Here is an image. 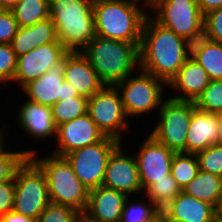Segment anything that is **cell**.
<instances>
[{"label":"cell","mask_w":222,"mask_h":222,"mask_svg":"<svg viewBox=\"0 0 222 222\" xmlns=\"http://www.w3.org/2000/svg\"><path fill=\"white\" fill-rule=\"evenodd\" d=\"M49 17L69 52H81L96 36L93 3L88 0H49Z\"/></svg>","instance_id":"4"},{"label":"cell","mask_w":222,"mask_h":222,"mask_svg":"<svg viewBox=\"0 0 222 222\" xmlns=\"http://www.w3.org/2000/svg\"><path fill=\"white\" fill-rule=\"evenodd\" d=\"M88 98L84 96L71 97L56 102L52 107V115L55 125L69 122L87 113Z\"/></svg>","instance_id":"28"},{"label":"cell","mask_w":222,"mask_h":222,"mask_svg":"<svg viewBox=\"0 0 222 222\" xmlns=\"http://www.w3.org/2000/svg\"><path fill=\"white\" fill-rule=\"evenodd\" d=\"M127 197L123 192L104 186L91 189L88 206L83 216L92 222H120Z\"/></svg>","instance_id":"19"},{"label":"cell","mask_w":222,"mask_h":222,"mask_svg":"<svg viewBox=\"0 0 222 222\" xmlns=\"http://www.w3.org/2000/svg\"><path fill=\"white\" fill-rule=\"evenodd\" d=\"M87 113L104 136L122 143L126 139L125 134H131V130L133 132V129H129L132 122L124 112L122 99L116 86L104 85L88 98Z\"/></svg>","instance_id":"10"},{"label":"cell","mask_w":222,"mask_h":222,"mask_svg":"<svg viewBox=\"0 0 222 222\" xmlns=\"http://www.w3.org/2000/svg\"><path fill=\"white\" fill-rule=\"evenodd\" d=\"M217 113L199 110L193 102V113L185 144V153L197 154L217 143Z\"/></svg>","instance_id":"21"},{"label":"cell","mask_w":222,"mask_h":222,"mask_svg":"<svg viewBox=\"0 0 222 222\" xmlns=\"http://www.w3.org/2000/svg\"><path fill=\"white\" fill-rule=\"evenodd\" d=\"M13 147L11 150L7 148V145H5L0 150V182H5L9 180H14V175L17 170V168L24 162V160L27 157H30L32 154L38 152L37 148L33 150V147L31 149H15L14 151ZM13 151V152H12Z\"/></svg>","instance_id":"30"},{"label":"cell","mask_w":222,"mask_h":222,"mask_svg":"<svg viewBox=\"0 0 222 222\" xmlns=\"http://www.w3.org/2000/svg\"><path fill=\"white\" fill-rule=\"evenodd\" d=\"M121 143L109 156L102 186L125 193L127 196L143 194L134 154L127 153Z\"/></svg>","instance_id":"14"},{"label":"cell","mask_w":222,"mask_h":222,"mask_svg":"<svg viewBox=\"0 0 222 222\" xmlns=\"http://www.w3.org/2000/svg\"><path fill=\"white\" fill-rule=\"evenodd\" d=\"M149 9L157 23L189 43L203 37L204 16L197 0H148Z\"/></svg>","instance_id":"7"},{"label":"cell","mask_w":222,"mask_h":222,"mask_svg":"<svg viewBox=\"0 0 222 222\" xmlns=\"http://www.w3.org/2000/svg\"><path fill=\"white\" fill-rule=\"evenodd\" d=\"M10 125L4 122V124L0 127V150L6 145V139L5 137L9 134ZM8 132V133H7ZM5 133V134H4ZM7 133V134H6Z\"/></svg>","instance_id":"42"},{"label":"cell","mask_w":222,"mask_h":222,"mask_svg":"<svg viewBox=\"0 0 222 222\" xmlns=\"http://www.w3.org/2000/svg\"><path fill=\"white\" fill-rule=\"evenodd\" d=\"M203 37L222 43V7L204 16Z\"/></svg>","instance_id":"36"},{"label":"cell","mask_w":222,"mask_h":222,"mask_svg":"<svg viewBox=\"0 0 222 222\" xmlns=\"http://www.w3.org/2000/svg\"><path fill=\"white\" fill-rule=\"evenodd\" d=\"M199 170L222 177V145L214 144L196 154Z\"/></svg>","instance_id":"33"},{"label":"cell","mask_w":222,"mask_h":222,"mask_svg":"<svg viewBox=\"0 0 222 222\" xmlns=\"http://www.w3.org/2000/svg\"><path fill=\"white\" fill-rule=\"evenodd\" d=\"M90 1L91 3H96V2H99V1H102V0H88Z\"/></svg>","instance_id":"48"},{"label":"cell","mask_w":222,"mask_h":222,"mask_svg":"<svg viewBox=\"0 0 222 222\" xmlns=\"http://www.w3.org/2000/svg\"><path fill=\"white\" fill-rule=\"evenodd\" d=\"M20 91L26 99L50 107L62 99L79 96L74 87L64 80V58Z\"/></svg>","instance_id":"13"},{"label":"cell","mask_w":222,"mask_h":222,"mask_svg":"<svg viewBox=\"0 0 222 222\" xmlns=\"http://www.w3.org/2000/svg\"><path fill=\"white\" fill-rule=\"evenodd\" d=\"M154 222H173L175 198L150 200Z\"/></svg>","instance_id":"37"},{"label":"cell","mask_w":222,"mask_h":222,"mask_svg":"<svg viewBox=\"0 0 222 222\" xmlns=\"http://www.w3.org/2000/svg\"><path fill=\"white\" fill-rule=\"evenodd\" d=\"M182 191L216 208L222 191V177L199 170Z\"/></svg>","instance_id":"25"},{"label":"cell","mask_w":222,"mask_h":222,"mask_svg":"<svg viewBox=\"0 0 222 222\" xmlns=\"http://www.w3.org/2000/svg\"><path fill=\"white\" fill-rule=\"evenodd\" d=\"M216 208L204 201L188 195L184 191L175 198V222H213Z\"/></svg>","instance_id":"23"},{"label":"cell","mask_w":222,"mask_h":222,"mask_svg":"<svg viewBox=\"0 0 222 222\" xmlns=\"http://www.w3.org/2000/svg\"><path fill=\"white\" fill-rule=\"evenodd\" d=\"M14 183L13 211L36 220L51 202L44 172L27 157L17 168Z\"/></svg>","instance_id":"8"},{"label":"cell","mask_w":222,"mask_h":222,"mask_svg":"<svg viewBox=\"0 0 222 222\" xmlns=\"http://www.w3.org/2000/svg\"><path fill=\"white\" fill-rule=\"evenodd\" d=\"M191 57L203 67L211 80H222V43L199 38L191 44Z\"/></svg>","instance_id":"24"},{"label":"cell","mask_w":222,"mask_h":222,"mask_svg":"<svg viewBox=\"0 0 222 222\" xmlns=\"http://www.w3.org/2000/svg\"><path fill=\"white\" fill-rule=\"evenodd\" d=\"M82 214L72 207L50 202L36 222H80Z\"/></svg>","instance_id":"32"},{"label":"cell","mask_w":222,"mask_h":222,"mask_svg":"<svg viewBox=\"0 0 222 222\" xmlns=\"http://www.w3.org/2000/svg\"><path fill=\"white\" fill-rule=\"evenodd\" d=\"M19 27H29L49 17V0H21L12 9Z\"/></svg>","instance_id":"26"},{"label":"cell","mask_w":222,"mask_h":222,"mask_svg":"<svg viewBox=\"0 0 222 222\" xmlns=\"http://www.w3.org/2000/svg\"><path fill=\"white\" fill-rule=\"evenodd\" d=\"M134 156L137 162L140 184L143 192L156 180L166 178L171 173V163L175 152L158 142L151 134H146Z\"/></svg>","instance_id":"12"},{"label":"cell","mask_w":222,"mask_h":222,"mask_svg":"<svg viewBox=\"0 0 222 222\" xmlns=\"http://www.w3.org/2000/svg\"><path fill=\"white\" fill-rule=\"evenodd\" d=\"M39 153L30 158L46 176L50 201L72 207L83 215L88 206L89 190L75 175L70 163L63 156L49 152L46 157H39Z\"/></svg>","instance_id":"5"},{"label":"cell","mask_w":222,"mask_h":222,"mask_svg":"<svg viewBox=\"0 0 222 222\" xmlns=\"http://www.w3.org/2000/svg\"><path fill=\"white\" fill-rule=\"evenodd\" d=\"M115 86L120 93L123 109L129 120L143 119L141 116L149 117L154 111L158 113L167 98L164 94L168 93L165 81L140 68Z\"/></svg>","instance_id":"6"},{"label":"cell","mask_w":222,"mask_h":222,"mask_svg":"<svg viewBox=\"0 0 222 222\" xmlns=\"http://www.w3.org/2000/svg\"><path fill=\"white\" fill-rule=\"evenodd\" d=\"M194 104L202 111L222 112V80H211Z\"/></svg>","instance_id":"31"},{"label":"cell","mask_w":222,"mask_h":222,"mask_svg":"<svg viewBox=\"0 0 222 222\" xmlns=\"http://www.w3.org/2000/svg\"><path fill=\"white\" fill-rule=\"evenodd\" d=\"M210 81L203 67L190 56L167 84L172 92L171 96L169 93L167 95L175 100L195 102Z\"/></svg>","instance_id":"18"},{"label":"cell","mask_w":222,"mask_h":222,"mask_svg":"<svg viewBox=\"0 0 222 222\" xmlns=\"http://www.w3.org/2000/svg\"><path fill=\"white\" fill-rule=\"evenodd\" d=\"M140 196L125 199L120 222H154L151 201L144 194Z\"/></svg>","instance_id":"29"},{"label":"cell","mask_w":222,"mask_h":222,"mask_svg":"<svg viewBox=\"0 0 222 222\" xmlns=\"http://www.w3.org/2000/svg\"><path fill=\"white\" fill-rule=\"evenodd\" d=\"M181 191L177 181L170 173L166 178L156 180V182L150 185L143 194L148 197L149 200H157L160 198H176Z\"/></svg>","instance_id":"35"},{"label":"cell","mask_w":222,"mask_h":222,"mask_svg":"<svg viewBox=\"0 0 222 222\" xmlns=\"http://www.w3.org/2000/svg\"><path fill=\"white\" fill-rule=\"evenodd\" d=\"M17 68V56L10 44L0 43V87L12 84Z\"/></svg>","instance_id":"34"},{"label":"cell","mask_w":222,"mask_h":222,"mask_svg":"<svg viewBox=\"0 0 222 222\" xmlns=\"http://www.w3.org/2000/svg\"><path fill=\"white\" fill-rule=\"evenodd\" d=\"M64 80L86 98H91L104 86L81 52H69L64 57Z\"/></svg>","instance_id":"20"},{"label":"cell","mask_w":222,"mask_h":222,"mask_svg":"<svg viewBox=\"0 0 222 222\" xmlns=\"http://www.w3.org/2000/svg\"><path fill=\"white\" fill-rule=\"evenodd\" d=\"M190 56L191 43L147 15L139 47L141 70L168 84Z\"/></svg>","instance_id":"1"},{"label":"cell","mask_w":222,"mask_h":222,"mask_svg":"<svg viewBox=\"0 0 222 222\" xmlns=\"http://www.w3.org/2000/svg\"><path fill=\"white\" fill-rule=\"evenodd\" d=\"M14 195V180L0 182V217L13 210Z\"/></svg>","instance_id":"39"},{"label":"cell","mask_w":222,"mask_h":222,"mask_svg":"<svg viewBox=\"0 0 222 222\" xmlns=\"http://www.w3.org/2000/svg\"><path fill=\"white\" fill-rule=\"evenodd\" d=\"M146 0H102L93 3L95 33L97 36L141 43L142 28L148 12Z\"/></svg>","instance_id":"2"},{"label":"cell","mask_w":222,"mask_h":222,"mask_svg":"<svg viewBox=\"0 0 222 222\" xmlns=\"http://www.w3.org/2000/svg\"><path fill=\"white\" fill-rule=\"evenodd\" d=\"M139 47L96 35L81 53L104 85L115 86L139 68Z\"/></svg>","instance_id":"3"},{"label":"cell","mask_w":222,"mask_h":222,"mask_svg":"<svg viewBox=\"0 0 222 222\" xmlns=\"http://www.w3.org/2000/svg\"><path fill=\"white\" fill-rule=\"evenodd\" d=\"M18 28L12 10H0V43L10 44Z\"/></svg>","instance_id":"38"},{"label":"cell","mask_w":222,"mask_h":222,"mask_svg":"<svg viewBox=\"0 0 222 222\" xmlns=\"http://www.w3.org/2000/svg\"><path fill=\"white\" fill-rule=\"evenodd\" d=\"M120 144V141L105 136L101 141L77 149L64 157L82 184L91 190L102 186L109 156Z\"/></svg>","instance_id":"11"},{"label":"cell","mask_w":222,"mask_h":222,"mask_svg":"<svg viewBox=\"0 0 222 222\" xmlns=\"http://www.w3.org/2000/svg\"><path fill=\"white\" fill-rule=\"evenodd\" d=\"M69 51L61 42H52L38 46L28 53L17 57V68L12 85L20 91L26 84L45 74L51 66L60 62Z\"/></svg>","instance_id":"15"},{"label":"cell","mask_w":222,"mask_h":222,"mask_svg":"<svg viewBox=\"0 0 222 222\" xmlns=\"http://www.w3.org/2000/svg\"><path fill=\"white\" fill-rule=\"evenodd\" d=\"M1 220L2 222H36L35 219L16 213L13 210L3 215Z\"/></svg>","instance_id":"41"},{"label":"cell","mask_w":222,"mask_h":222,"mask_svg":"<svg viewBox=\"0 0 222 222\" xmlns=\"http://www.w3.org/2000/svg\"><path fill=\"white\" fill-rule=\"evenodd\" d=\"M216 211H222V191H221L219 202L216 206Z\"/></svg>","instance_id":"46"},{"label":"cell","mask_w":222,"mask_h":222,"mask_svg":"<svg viewBox=\"0 0 222 222\" xmlns=\"http://www.w3.org/2000/svg\"><path fill=\"white\" fill-rule=\"evenodd\" d=\"M80 222H92V221H88V220L82 215Z\"/></svg>","instance_id":"47"},{"label":"cell","mask_w":222,"mask_h":222,"mask_svg":"<svg viewBox=\"0 0 222 222\" xmlns=\"http://www.w3.org/2000/svg\"><path fill=\"white\" fill-rule=\"evenodd\" d=\"M199 163L196 154L175 153L171 163V175L183 190L197 175Z\"/></svg>","instance_id":"27"},{"label":"cell","mask_w":222,"mask_h":222,"mask_svg":"<svg viewBox=\"0 0 222 222\" xmlns=\"http://www.w3.org/2000/svg\"><path fill=\"white\" fill-rule=\"evenodd\" d=\"M203 16L222 7V0H197Z\"/></svg>","instance_id":"40"},{"label":"cell","mask_w":222,"mask_h":222,"mask_svg":"<svg viewBox=\"0 0 222 222\" xmlns=\"http://www.w3.org/2000/svg\"><path fill=\"white\" fill-rule=\"evenodd\" d=\"M218 135L217 144L222 145V112L217 113Z\"/></svg>","instance_id":"44"},{"label":"cell","mask_w":222,"mask_h":222,"mask_svg":"<svg viewBox=\"0 0 222 222\" xmlns=\"http://www.w3.org/2000/svg\"><path fill=\"white\" fill-rule=\"evenodd\" d=\"M23 98V104L16 111V122L18 123V129L20 132L24 130L25 133L31 138L36 140H51L55 142L57 126L54 123L52 109L50 106H45L38 104L36 102L30 101Z\"/></svg>","instance_id":"17"},{"label":"cell","mask_w":222,"mask_h":222,"mask_svg":"<svg viewBox=\"0 0 222 222\" xmlns=\"http://www.w3.org/2000/svg\"><path fill=\"white\" fill-rule=\"evenodd\" d=\"M213 222H222V211H215Z\"/></svg>","instance_id":"45"},{"label":"cell","mask_w":222,"mask_h":222,"mask_svg":"<svg viewBox=\"0 0 222 222\" xmlns=\"http://www.w3.org/2000/svg\"><path fill=\"white\" fill-rule=\"evenodd\" d=\"M58 40L57 31L53 20L48 17L33 26L19 27L10 45L15 55L19 57L32 49Z\"/></svg>","instance_id":"22"},{"label":"cell","mask_w":222,"mask_h":222,"mask_svg":"<svg viewBox=\"0 0 222 222\" xmlns=\"http://www.w3.org/2000/svg\"><path fill=\"white\" fill-rule=\"evenodd\" d=\"M21 0H0V10H12Z\"/></svg>","instance_id":"43"},{"label":"cell","mask_w":222,"mask_h":222,"mask_svg":"<svg viewBox=\"0 0 222 222\" xmlns=\"http://www.w3.org/2000/svg\"><path fill=\"white\" fill-rule=\"evenodd\" d=\"M192 113L193 102L167 97L158 113L155 112L154 119H157V123L152 122L151 125L155 126L148 133L175 153H185L187 131Z\"/></svg>","instance_id":"9"},{"label":"cell","mask_w":222,"mask_h":222,"mask_svg":"<svg viewBox=\"0 0 222 222\" xmlns=\"http://www.w3.org/2000/svg\"><path fill=\"white\" fill-rule=\"evenodd\" d=\"M104 137L90 115L86 113L57 127L55 138L57 142L53 145L56 147L50 153L64 157L84 146L97 143Z\"/></svg>","instance_id":"16"}]
</instances>
